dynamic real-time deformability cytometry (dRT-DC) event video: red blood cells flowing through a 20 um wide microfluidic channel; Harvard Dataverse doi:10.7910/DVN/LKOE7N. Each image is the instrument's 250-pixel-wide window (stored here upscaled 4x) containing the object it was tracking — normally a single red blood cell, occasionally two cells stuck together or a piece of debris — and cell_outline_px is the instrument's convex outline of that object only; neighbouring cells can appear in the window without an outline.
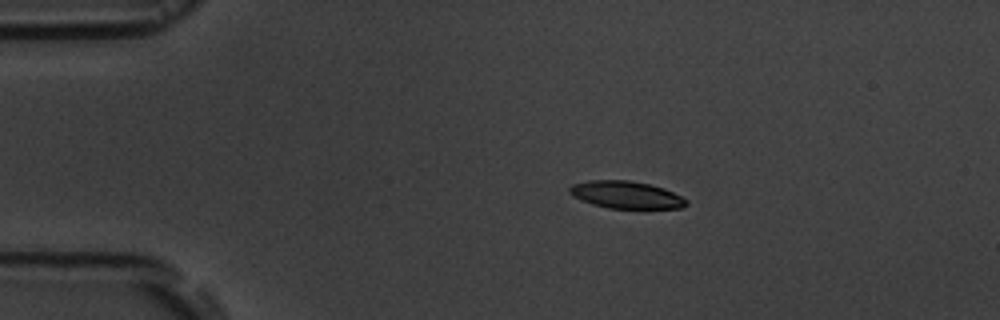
{"species": "common noctule bat (a hibernating species)", "species_latin": "Nyctalus noctula", "temperature_condition": "room temperature", "stored_images_in_passage": 6, "camera_frame_rate_fps": 3000, "um_per_image_px": 0.085, "animal": {"sex": "male", "body_mass_g": 19.5, "forearm_length_mm": 54.6}, "frame": {"image": 1, "passage_image": 3, "time_ms": 2.333, "image_size_px": [1000, 320], "cell_outline_px": [[688, 204], [680, 208], [608, 208], [592, 204], [580, 200], [572, 196], [568, 192], [568, 188], [572, 184], [588, 180], [628, 180], [648, 184], [664, 188], [688, 200]], "centroid_in_image_um": [53.17, 16.55], "position_along_channel_um": 31.8, "area_um2": 18.61}}
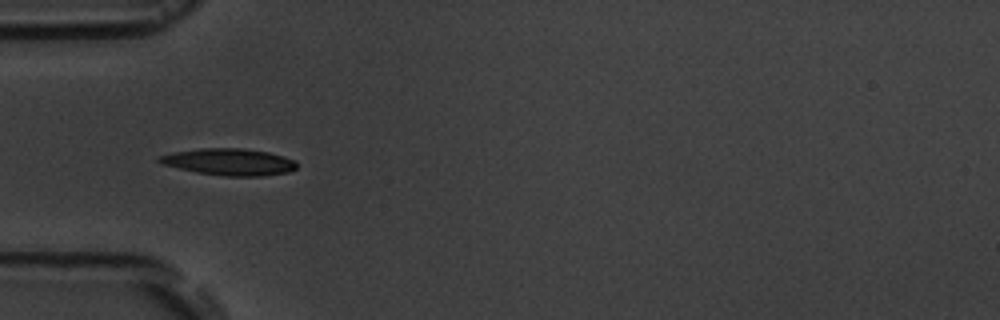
{"frame": {"image": 2, "passage_image": 5, "time_ms": 4.667, "image_size_px": [1000, 320], "cell_outline_px": [[296, 168], [288, 172], [260, 176], [224, 176], [196, 172], [160, 164], [156, 160], [160, 156], [172, 152], [200, 148], [240, 148], [268, 152], [284, 156], [296, 160]], "centroid_in_image_um": [19.46, 13.76], "position_along_channel_um": 65.5, "area_um2": 21.5}}
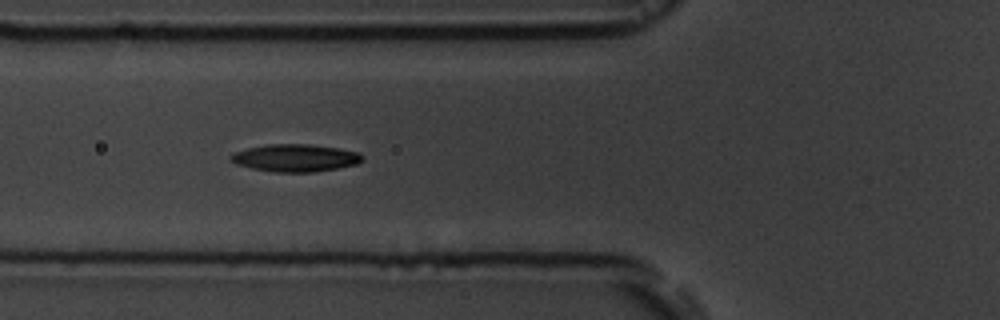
{"frame": {"image": 3, "passage_image": 6, "time_ms": 5.667, "image_size_px": [1000, 320], "cell_outline_px": [[364, 160], [356, 164], [336, 168], [312, 172], [272, 172], [252, 168], [236, 164], [228, 160], [228, 156], [236, 152], [248, 148], [264, 144], [308, 144], [336, 148], [360, 152], [364, 156]], "centroid_in_image_um": [25.08, 13.42], "position_along_channel_um": 100.7, "area_um2": 21.1}}